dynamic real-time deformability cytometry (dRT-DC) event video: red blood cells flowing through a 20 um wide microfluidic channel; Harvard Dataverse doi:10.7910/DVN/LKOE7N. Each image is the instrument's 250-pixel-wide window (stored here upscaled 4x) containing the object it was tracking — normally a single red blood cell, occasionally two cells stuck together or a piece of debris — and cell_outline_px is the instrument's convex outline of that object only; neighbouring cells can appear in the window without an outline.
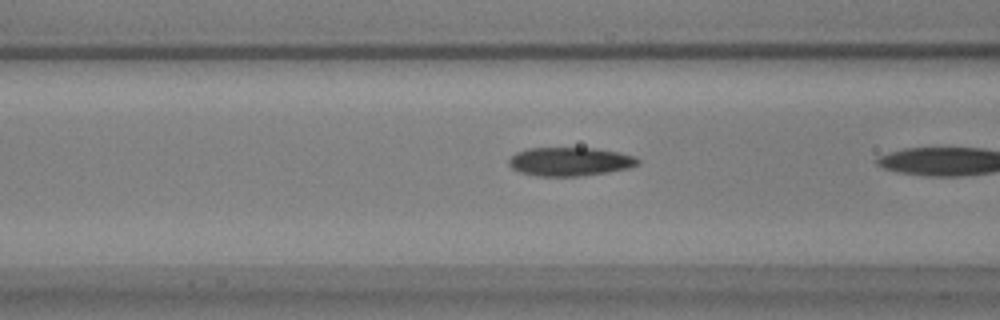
{"species": "common noctule bat (a hibernating species)", "species_latin": "Nyctalus noctula", "temperature_condition": "warm", "stored_images_in_passage": 20, "camera_frame_rate_fps": 3000, "um_per_image_px": 0.085, "animal": {"sex": "male", "body_mass_g": 17.9, "forearm_length_mm": 54.2}, "frame": {"image": 1, "passage_image": 19, "time_ms": 6.0, "image_size_px": [1000, 320], "cell_outline_px": [[640, 164], [628, 168], [608, 172], [580, 176], [536, 176], [520, 172], [512, 168], [508, 164], [508, 160], [516, 152], [528, 148], [592, 148], [620, 152], [636, 156], [640, 160]], "centroid_in_image_um": [48.46, 13.73], "position_along_channel_um": 118.1, "area_um2": 21.68}}